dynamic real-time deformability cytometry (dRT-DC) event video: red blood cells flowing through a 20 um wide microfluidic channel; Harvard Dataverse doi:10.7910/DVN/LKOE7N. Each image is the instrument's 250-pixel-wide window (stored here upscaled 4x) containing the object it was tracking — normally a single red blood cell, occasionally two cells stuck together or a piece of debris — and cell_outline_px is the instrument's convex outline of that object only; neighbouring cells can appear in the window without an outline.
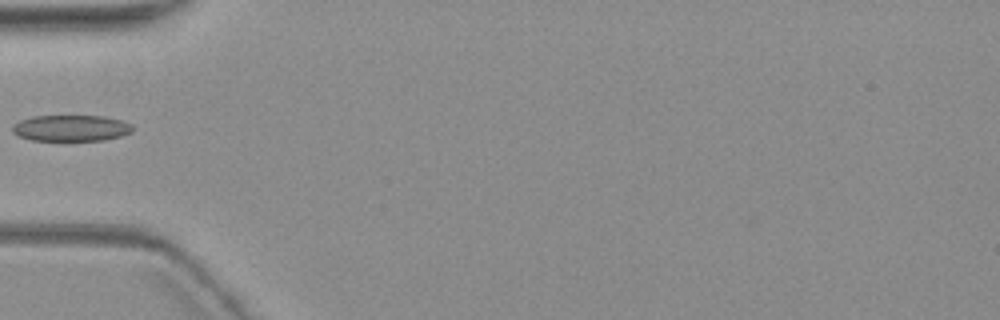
{"species": "common noctule bat (a hibernating species)", "species_latin": "Nyctalus noctula", "temperature_condition": "warm", "stored_images_in_passage": 5, "camera_frame_rate_fps": 3000, "um_per_image_px": 0.085, "animal": {"sex": "female", "body_mass_g": 19.3, "forearm_length_mm": 54.1}, "frame": {"image": 1, "passage_image": 5, "time_ms": 5.667, "image_size_px": [1000, 320], "cell_outline_px": [[132, 132], [120, 136], [104, 140], [32, 140], [20, 136], [12, 132], [12, 124], [20, 120], [32, 116], [104, 116], [124, 120], [132, 124]], "centroid_in_image_um": [6.05, 10.88], "position_along_channel_um": 79.0, "area_um2": 18.38}}